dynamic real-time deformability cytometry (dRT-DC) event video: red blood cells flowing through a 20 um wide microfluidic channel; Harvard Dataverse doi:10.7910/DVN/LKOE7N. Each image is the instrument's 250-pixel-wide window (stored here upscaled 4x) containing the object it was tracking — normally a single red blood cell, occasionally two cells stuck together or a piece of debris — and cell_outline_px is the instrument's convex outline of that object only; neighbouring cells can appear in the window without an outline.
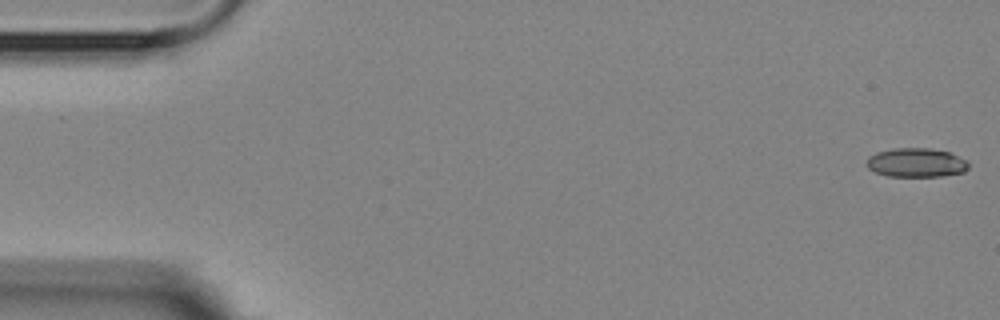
{"species": "Egyptian fruit bat (a non-hibernating species)", "species_latin": "Rousettus aegyptiacus", "temperature_condition": "room temperature", "stored_images_in_passage": 5, "camera_frame_rate_fps": 3000, "um_per_image_px": 0.085, "animal": {"sex": "female"}, "frame": {"image": 1, "passage_image": 1, "time_ms": 0.0, "image_size_px": [1000, 320], "cell_outline_px": [[968, 168], [964, 172], [940, 176], [888, 176], [876, 172], [868, 168], [868, 156], [876, 152], [896, 148], [928, 148], [948, 152], [964, 160], [968, 164]], "centroid_in_image_um": [77.85, 13.82], "position_along_channel_um": 7.1, "area_um2": 16.94}}
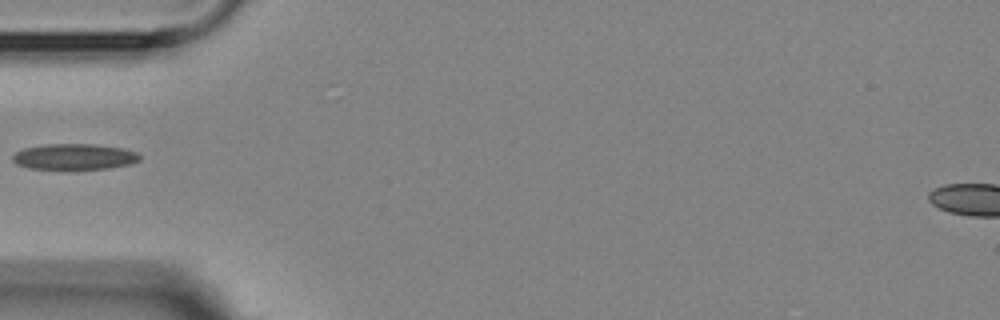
{"frame": {"image": 2, "passage_image": 5, "time_ms": 5.667, "image_size_px": [1000, 320], "cell_outline_px": [[140, 160], [128, 164], [108, 168], [28, 168], [16, 164], [12, 160], [12, 156], [16, 152], [24, 148], [44, 144], [96, 144], [124, 148], [136, 152], [140, 156]], "centroid_in_image_um": [6.3, 13.3], "position_along_channel_um": 78.7, "area_um2": 18.9}}